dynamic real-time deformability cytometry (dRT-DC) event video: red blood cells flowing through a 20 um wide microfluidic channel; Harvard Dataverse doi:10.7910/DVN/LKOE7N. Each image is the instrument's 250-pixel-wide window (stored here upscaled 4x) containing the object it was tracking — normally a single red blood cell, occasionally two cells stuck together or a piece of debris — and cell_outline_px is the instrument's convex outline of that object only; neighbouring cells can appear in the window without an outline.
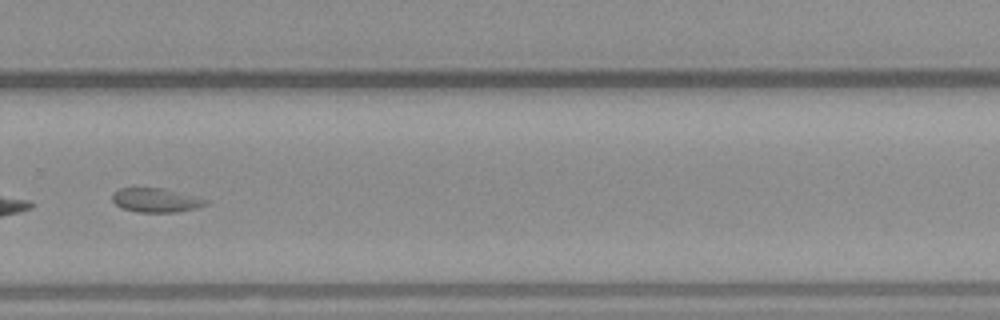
{"species": "common noctule bat (a hibernating species)", "species_latin": "Nyctalus noctula", "temperature_condition": "warm", "stored_images_in_passage": 47, "segment_of_instrument_passage": [2, 2], "camera_frame_rate_fps": 3000, "um_per_image_px": 0.085, "animal": {"sex": "male", "body_mass_g": 23.1, "forearm_length_mm": 52.7}, "frame": {"image": 1, "passage_image": 31, "time_ms": 10.0, "image_size_px": [1000, 320], "cell_outline_px": [[208, 204], [196, 208], [176, 212], [136, 212], [120, 208], [112, 200], [112, 192], [116, 188], [164, 188], [196, 196], [208, 200]], "centroid_in_image_um": [13.22, 17.01], "position_along_channel_um": 316.6, "area_um2": 13.29}}
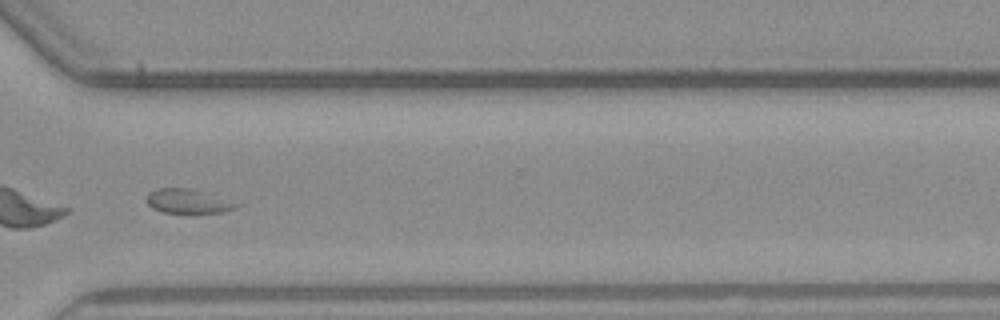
{"frame": {"image": 2, "passage_image": 34, "time_ms": 11.0, "image_size_px": [1000, 320], "cell_outline_px": [[244, 204], [236, 208], [224, 212], [164, 212], [152, 208], [148, 204], [148, 192], [156, 188], [188, 188]], "centroid_in_image_um": [16.0, 17.1], "position_along_channel_um": 354.6, "area_um2": 12.43}}
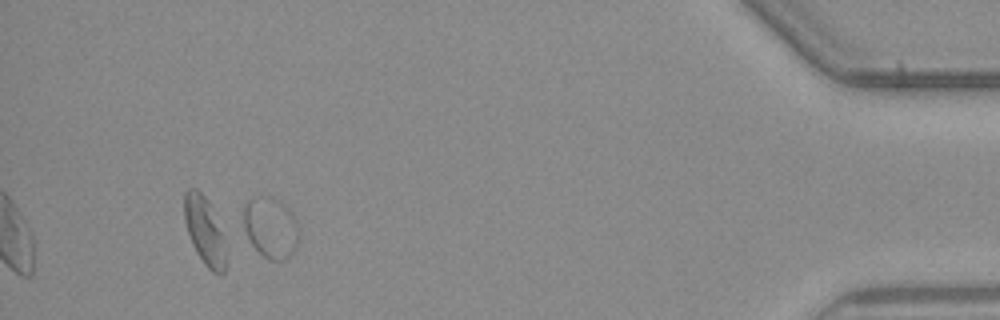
{"frame": {"image": 3, "passage_image": 44, "time_ms": 14.333, "image_size_px": [1000, 320], "cell_outline_px": [[300, 228], [296, 248], [284, 260], [268, 260], [252, 244], [244, 228], [244, 200], [252, 196], [276, 200], [284, 204], [292, 212]], "centroid_in_image_um": [23.02, 19.34], "position_along_channel_um": 412.2, "area_um2": 19.54}}